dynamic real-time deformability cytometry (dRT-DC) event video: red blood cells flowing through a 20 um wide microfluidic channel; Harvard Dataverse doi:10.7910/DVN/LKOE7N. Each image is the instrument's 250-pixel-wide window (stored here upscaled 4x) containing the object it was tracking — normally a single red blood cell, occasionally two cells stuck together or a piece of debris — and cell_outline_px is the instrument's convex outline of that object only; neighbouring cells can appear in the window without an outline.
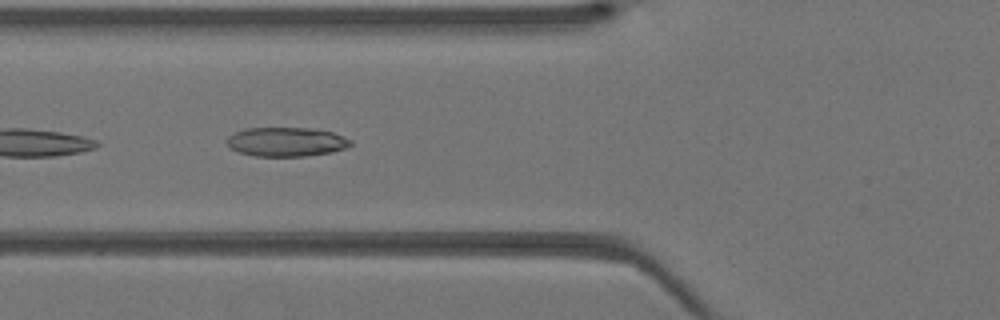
{"species": "Egyptian fruit bat (a non-hibernating species)", "species_latin": "Rousettus aegyptiacus", "temperature_condition": "warm", "stored_images_in_passage": 27, "camera_frame_rate_fps": 3000, "um_per_image_px": 0.085, "animal": {"sex": "female"}, "frame": {"image": 1, "passage_image": 16, "time_ms": 5.0, "image_size_px": [1000, 320], "cell_outline_px": [[352, 144], [344, 148], [332, 152], [304, 156], [256, 156], [240, 152], [232, 148], [228, 144], [228, 136], [244, 128], [316, 128], [332, 132], [352, 140]], "centroid_in_image_um": [24.37, 12.05], "position_along_channel_um": 101.4, "area_um2": 20.87}}